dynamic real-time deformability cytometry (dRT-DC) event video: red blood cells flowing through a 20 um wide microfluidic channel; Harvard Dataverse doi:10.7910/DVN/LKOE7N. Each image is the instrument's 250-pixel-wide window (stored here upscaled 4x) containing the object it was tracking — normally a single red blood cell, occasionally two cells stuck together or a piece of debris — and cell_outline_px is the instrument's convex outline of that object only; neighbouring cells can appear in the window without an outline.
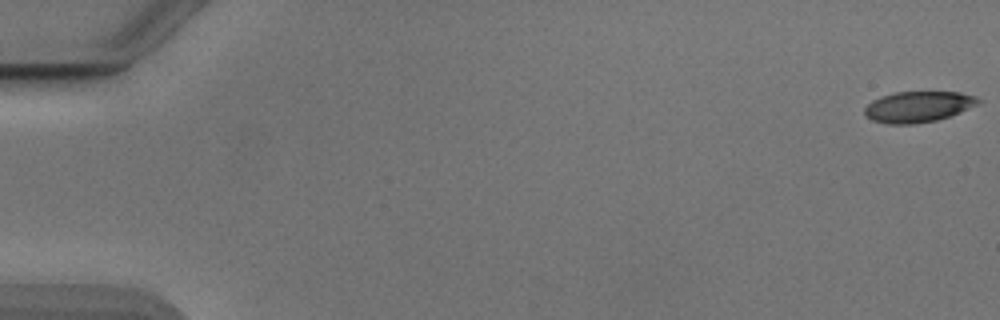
{"species": "Egyptian fruit bat (a non-hibernating species)", "species_latin": "Rousettus aegyptiacus", "temperature_condition": "cold", "stored_images_in_passage": 15, "camera_frame_rate_fps": 3000, "um_per_image_px": 0.085, "animal": {"sex": "male"}, "frame": {"image": 1, "passage_image": 1, "time_ms": 0.0, "image_size_px": [1000, 320], "cell_outline_px": [[980, 104], [960, 112], [936, 120], [912, 124], [888, 124], [872, 120], [864, 116], [864, 108], [872, 100], [880, 96], [892, 92], [960, 92], [976, 96], [980, 100]], "centroid_in_image_um": [78.02, 9.07], "position_along_channel_um": 7.0, "area_um2": 20.58}}
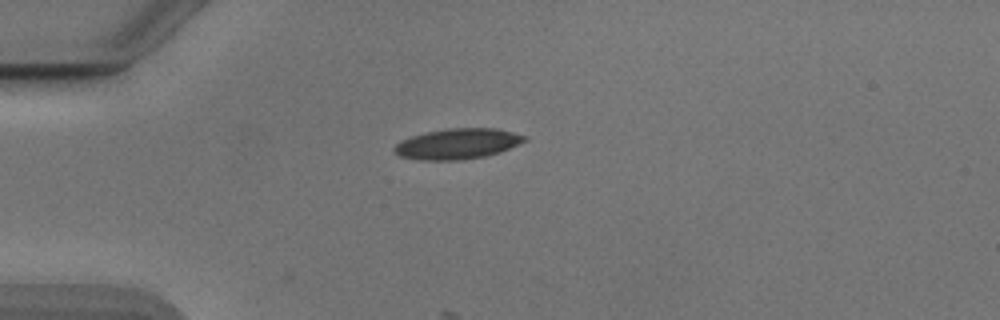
{"frame": {"image": 2, "passage_image": 15, "time_ms": 4.667, "image_size_px": [1000, 320], "cell_outline_px": [[528, 140], [500, 152], [484, 156], [460, 160], [420, 160], [400, 156], [392, 148], [400, 140], [412, 136], [428, 132], [448, 128], [496, 128], [528, 136]], "centroid_in_image_um": [38.91, 12.22], "position_along_channel_um": 46.1, "area_um2": 23.12}}